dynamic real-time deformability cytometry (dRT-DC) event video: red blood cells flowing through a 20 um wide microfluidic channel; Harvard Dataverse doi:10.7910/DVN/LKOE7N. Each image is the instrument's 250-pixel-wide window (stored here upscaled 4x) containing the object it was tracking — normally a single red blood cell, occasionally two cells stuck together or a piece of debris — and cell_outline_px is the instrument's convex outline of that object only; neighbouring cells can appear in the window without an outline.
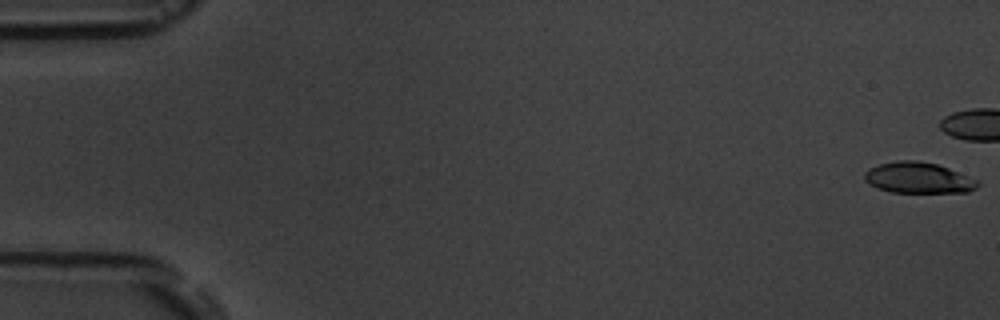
{"species": "common noctule bat (a hibernating species)", "species_latin": "Nyctalus noctula", "temperature_condition": "room temperature", "stored_images_in_passage": 16, "camera_frame_rate_fps": 3000, "um_per_image_px": 0.085, "animal": {"sex": "male", "body_mass_g": 19.5, "forearm_length_mm": 54.6}, "frame": {"image": 1, "passage_image": 1, "time_ms": 0.0, "image_size_px": [1000, 320], "cell_outline_px": [[980, 184], [976, 188], [968, 192], [892, 192], [876, 188], [864, 180], [864, 172], [868, 168], [880, 164], [900, 160], [916, 160], [936, 164], [948, 168], [980, 180]], "centroid_in_image_um": [78.06, 15.12], "position_along_channel_um": 6.9, "area_um2": 20.46}}
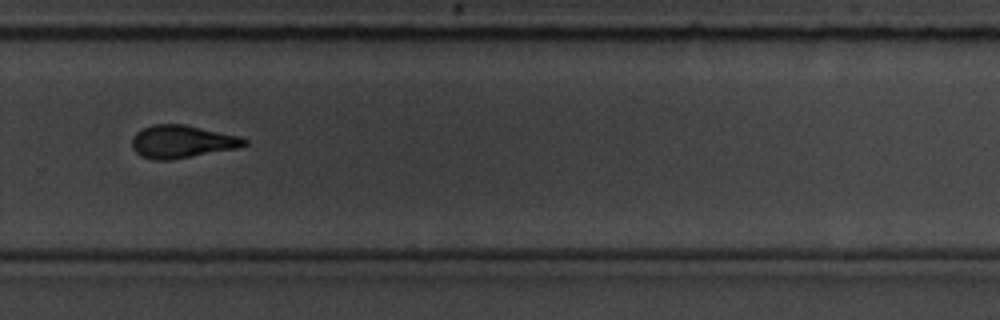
{"frame": {"image": 2, "passage_image": 12, "time_ms": 13.667, "image_size_px": [1000, 320], "cell_outline_px": [[248, 144], [236, 148], [168, 160], [152, 160], [140, 156], [132, 148], [132, 136], [136, 132], [152, 124], [184, 124], [240, 136], [248, 140]], "centroid_in_image_um": [15.43, 12.03], "position_along_channel_um": 314.4, "area_um2": 21.39}}
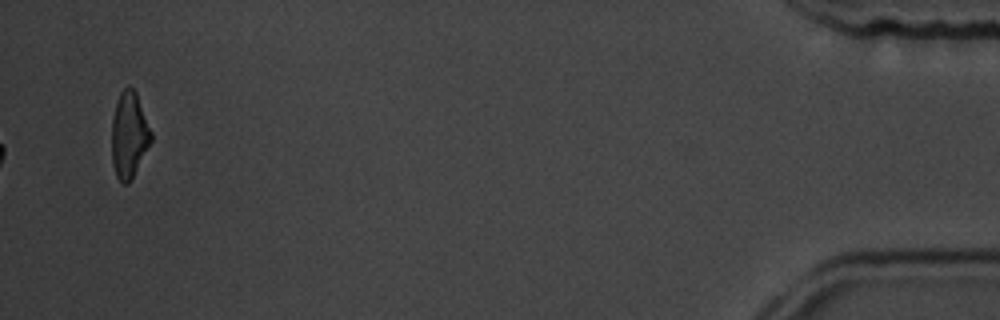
{"frame": {"image": 3, "passage_image": 16, "time_ms": 19.0, "image_size_px": [1000, 320], "cell_outline_px": [[152, 140], [132, 180], [128, 184], [120, 184], [116, 176], [112, 164], [112, 120], [116, 100], [120, 92], [128, 84], [136, 92], [152, 132]], "centroid_in_image_um": [10.97, 11.5], "position_along_channel_um": 424.2, "area_um2": 20.06}, "authors_computed_cell_mechanics": {"area_um2": 21.5305, "velocity_mm_per_s": 3.6442, "shape_relaxation_time_tau1_ms": null, "shape_relaxation_time_tau2_ms": 5.0841, "deformation_change_tau1": null, "deformation_change_tau2": 0.1182}}